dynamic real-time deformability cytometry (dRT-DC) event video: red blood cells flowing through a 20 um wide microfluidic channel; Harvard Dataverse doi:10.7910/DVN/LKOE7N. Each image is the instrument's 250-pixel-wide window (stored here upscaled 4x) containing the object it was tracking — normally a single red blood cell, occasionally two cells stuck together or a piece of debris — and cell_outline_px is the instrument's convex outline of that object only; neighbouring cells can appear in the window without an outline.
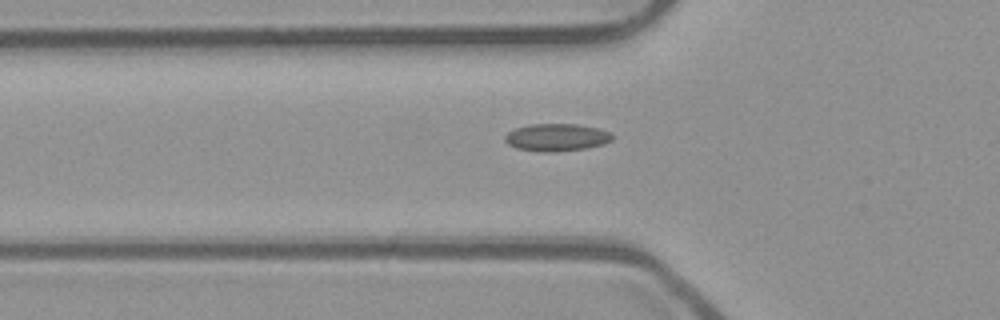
{"species": "common noctule bat (a hibernating species)", "species_latin": "Nyctalus noctula", "temperature_condition": "room temperature", "stored_images_in_passage": 31, "segment_of_instrument_passage": [1, 2], "camera_frame_rate_fps": 3000, "um_per_image_px": 0.085, "animal": {"sex": "male", "body_mass_g": 23.1, "forearm_length_mm": 52.7}, "frame": {"image": 1, "passage_image": 6, "time_ms": 1.667, "image_size_px": [1000, 320], "cell_outline_px": [[612, 140], [604, 144], [584, 148], [556, 152], [544, 152], [516, 148], [508, 144], [504, 140], [504, 136], [508, 132], [516, 128], [528, 124], [576, 124], [596, 128], [608, 132], [612, 136]], "centroid_in_image_um": [47.26, 11.68], "position_along_channel_um": 78.5, "area_um2": 17.05}}
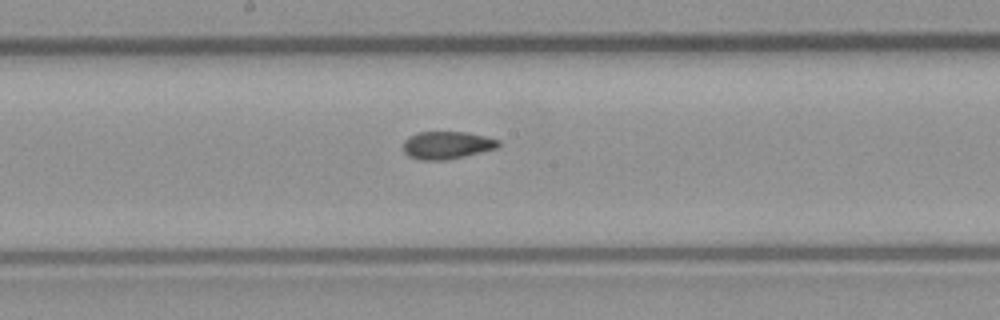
{"frame": {"image": 2, "passage_image": 16, "time_ms": 5.0, "image_size_px": [1000, 320], "cell_outline_px": [[500, 144], [496, 148], [464, 156], [444, 160], [420, 160], [408, 156], [404, 152], [404, 140], [408, 136], [416, 132], [468, 132], [500, 140]], "centroid_in_image_um": [37.96, 12.33], "position_along_channel_um": 210.2, "area_um2": 15.32}}
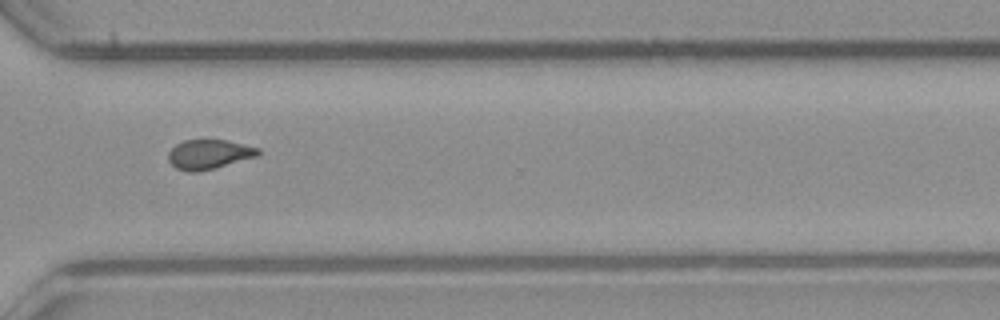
{"frame": {"image": 3, "passage_image": 27, "time_ms": 8.667, "image_size_px": [1000, 320], "cell_outline_px": [[260, 156], [196, 172], [188, 172], [176, 168], [168, 160], [168, 152], [176, 144], [184, 140], [228, 140], [260, 148]], "centroid_in_image_um": [17.78, 13.11], "position_along_channel_um": 352.8, "area_um2": 15.43}}